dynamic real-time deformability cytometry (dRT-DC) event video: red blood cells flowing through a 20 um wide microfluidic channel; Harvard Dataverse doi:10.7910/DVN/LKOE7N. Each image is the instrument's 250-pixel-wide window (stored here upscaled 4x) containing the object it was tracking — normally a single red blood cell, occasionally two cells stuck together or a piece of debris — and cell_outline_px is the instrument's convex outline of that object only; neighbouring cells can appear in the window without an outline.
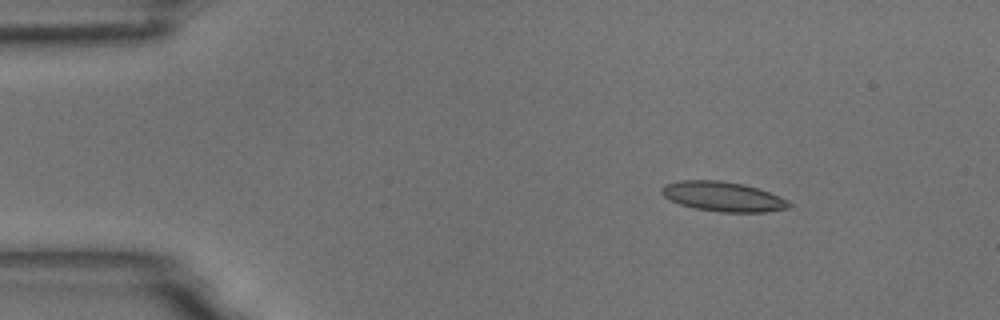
{"species": "common noctule bat (a hibernating species)", "species_latin": "Nyctalus noctula", "temperature_condition": "room temperature", "stored_images_in_passage": 5, "camera_frame_rate_fps": 3000, "um_per_image_px": 0.085, "animal": {"sex": "male", "body_mass_g": 18.8}, "frame": {"image": 1, "passage_image": 1, "time_ms": 0.0, "image_size_px": [1000, 320], "cell_outline_px": [[792, 208], [764, 212], [720, 212], [696, 208], [680, 204], [664, 196], [660, 192], [660, 188], [664, 184], [680, 180], [720, 180], [744, 184], [780, 196], [788, 200], [792, 204]], "centroid_in_image_um": [61.47, 16.7], "position_along_channel_um": 23.5, "area_um2": 22.14}}
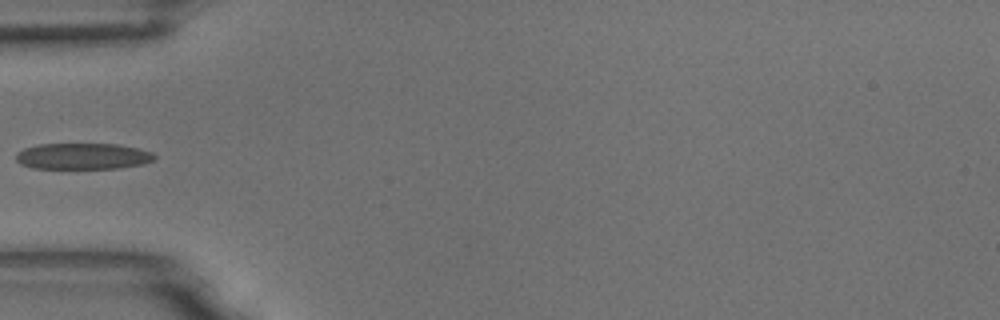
{"frame": {"image": 2, "passage_image": 4, "time_ms": 1.0, "image_size_px": [1000, 320], "cell_outline_px": [[156, 160], [144, 164], [116, 168], [32, 168], [20, 164], [16, 160], [16, 152], [24, 148], [36, 144], [116, 144], [136, 148], [152, 152], [156, 156]], "centroid_in_image_um": [7.03, 13.28], "position_along_channel_um": 78.0, "area_um2": 21.21}}